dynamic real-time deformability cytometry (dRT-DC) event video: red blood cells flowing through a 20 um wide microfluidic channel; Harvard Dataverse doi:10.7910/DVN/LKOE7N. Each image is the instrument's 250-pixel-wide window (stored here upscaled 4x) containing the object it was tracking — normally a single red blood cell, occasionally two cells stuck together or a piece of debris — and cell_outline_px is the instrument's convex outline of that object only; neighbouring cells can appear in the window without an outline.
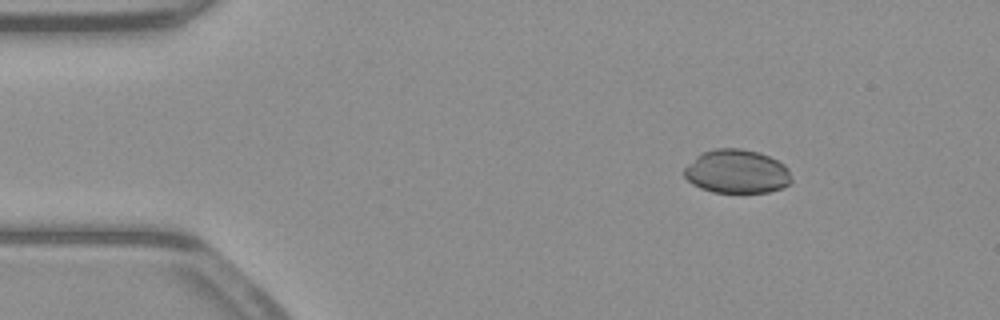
{"species": "common noctule bat (a hibernating species)", "species_latin": "Nyctalus noctula", "temperature_condition": "warm", "stored_images_in_passage": 41, "camera_frame_rate_fps": 3000, "um_per_image_px": 0.085, "animal": {"sex": "male", "body_mass_g": 23.1, "forearm_length_mm": 52.7}, "frame": {"image": 1, "passage_image": 2, "time_ms": 0.333, "image_size_px": [1000, 320], "cell_outline_px": [[792, 180], [784, 188], [768, 192], [712, 192], [700, 188], [692, 184], [684, 176], [684, 168], [696, 156], [704, 152], [716, 148], [740, 148], [760, 152], [784, 164], [788, 168]], "centroid_in_image_um": [62.63, 14.58], "position_along_channel_um": 22.4, "area_um2": 27.4}}
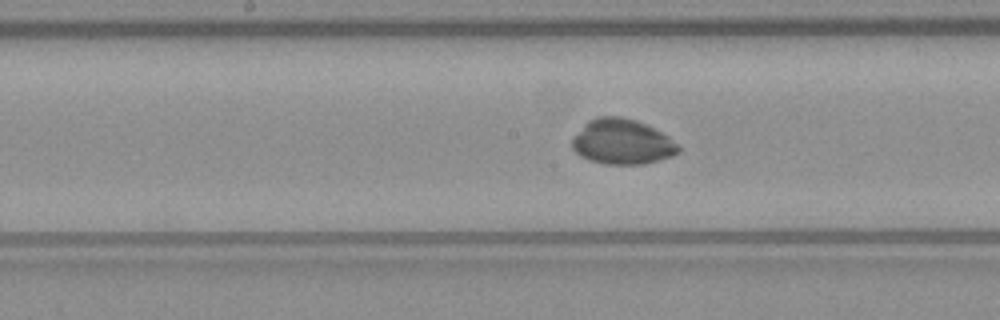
{"frame": {"image": 2, "passage_image": 21, "time_ms": 6.667, "image_size_px": [1000, 320], "cell_outline_px": [[680, 152], [672, 156], [644, 164], [604, 164], [588, 160], [580, 156], [572, 148], [572, 136], [588, 120], [596, 116], [620, 116], [636, 120], [668, 136], [680, 148]], "centroid_in_image_um": [52.84, 12.05], "position_along_channel_um": 195.4, "area_um2": 28.03}}
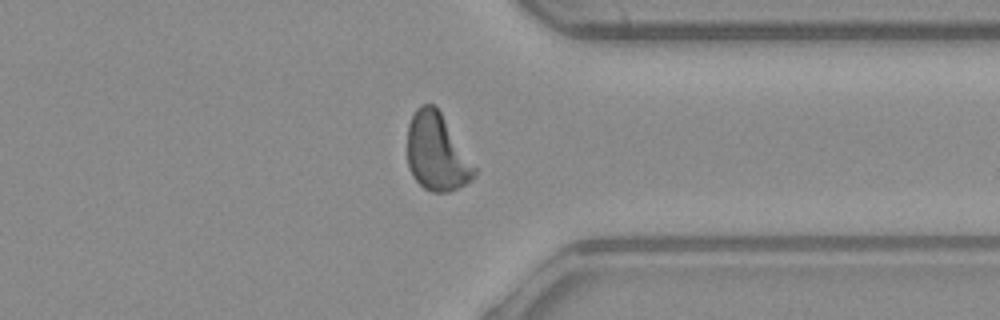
{"frame": {"image": 3, "passage_image": 35, "time_ms": 11.333, "image_size_px": [1000, 320], "cell_outline_px": [[476, 176], [472, 180], [448, 192], [432, 192], [424, 188], [412, 176], [408, 168], [408, 124], [416, 108], [420, 104], [436, 104], [476, 168]], "centroid_in_image_um": [37.11, 12.93], "position_along_channel_um": 374.3, "area_um2": 30.23}, "authors_computed_cell_mechanics": {"area_um2": 28.5532, "velocity_mm_per_s": 3.9403, "shape_relaxation_time_tau1_ms": 2.9484, "shape_relaxation_time_tau2_ms": 4.8903, "deformation_change_tau1": 0.085, "deformation_change_tau2": 0.0956}}